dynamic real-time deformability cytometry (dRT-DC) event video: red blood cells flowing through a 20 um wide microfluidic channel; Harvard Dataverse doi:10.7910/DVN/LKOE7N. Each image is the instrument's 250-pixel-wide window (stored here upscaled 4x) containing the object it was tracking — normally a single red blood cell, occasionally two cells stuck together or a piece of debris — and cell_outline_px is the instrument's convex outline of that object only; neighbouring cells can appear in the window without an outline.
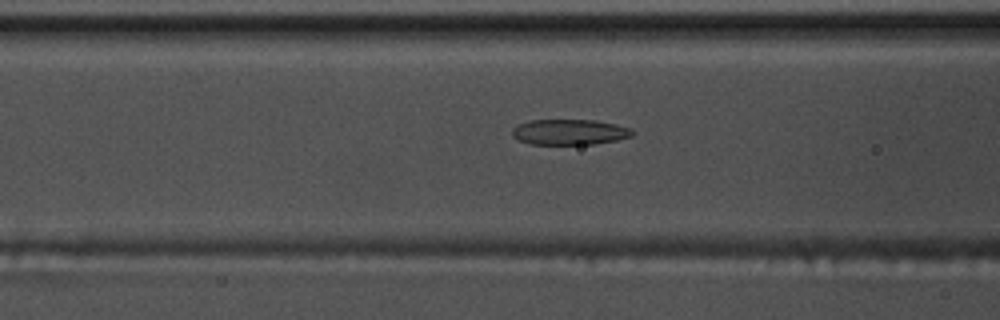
{"species": "common noctule bat (a hibernating species)", "species_latin": "Nyctalus noctula", "temperature_condition": "warm", "stored_images_in_passage": 54, "camera_frame_rate_fps": 3000, "um_per_image_px": 0.085, "animal": {"sex": "male", "body_mass_g": 17.5, "forearm_length_mm": 52.3}, "frame": {"image": 1, "passage_image": 22, "time_ms": 7.0, "image_size_px": [1000, 320], "cell_outline_px": [[632, 136], [616, 140], [592, 144], [528, 144], [512, 136], [512, 128], [528, 120], [596, 120], [616, 124], [632, 128]], "centroid_in_image_um": [48.4, 11.22], "position_along_channel_um": 118.2, "area_um2": 17.86}}
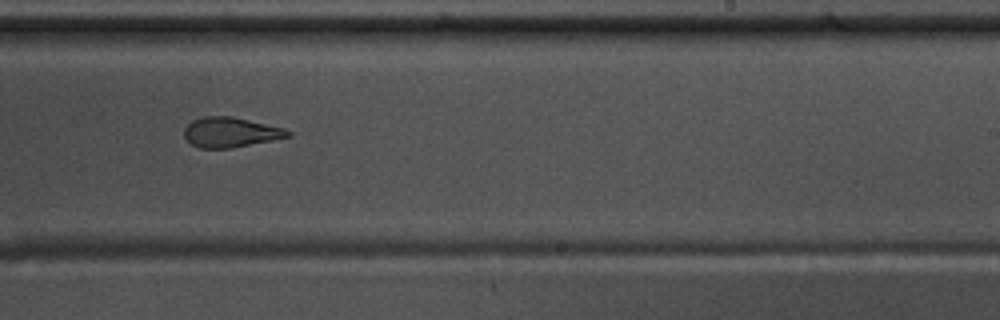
{"frame": {"image": 2, "passage_image": 34, "time_ms": 11.0, "image_size_px": [1000, 320], "cell_outline_px": [[292, 136], [232, 148], [200, 148], [192, 144], [184, 136], [184, 128], [192, 120], [204, 116], [232, 116], [284, 128], [292, 132]], "centroid_in_image_um": [19.6, 11.24], "position_along_channel_um": 269.4, "area_um2": 18.09}}
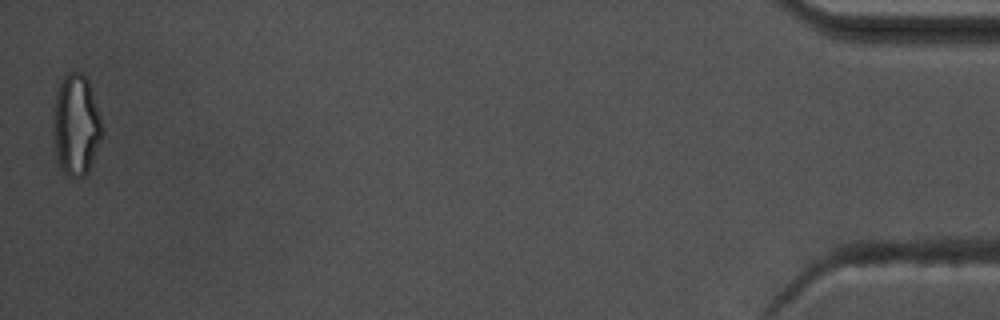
{"frame": {"image": 3, "passage_image": 54, "time_ms": 17.667, "image_size_px": [1000, 320], "cell_outline_px": [[104, 132], [88, 172], [84, 176], [76, 180], [68, 176], [60, 168], [56, 156], [52, 128], [52, 108], [56, 92], [64, 76], [68, 72], [80, 72], [88, 80], [100, 116]], "centroid_in_image_um": [6.44, 10.66], "position_along_channel_um": 428.8, "area_um2": 29.3}, "authors_computed_cell_mechanics": {"area_um2": 19.4208, "velocity_mm_per_s": 3.7821, "shape_relaxation_time_tau1_ms": 6.3998, "shape_relaxation_time_tau2_ms": 2.3614, "deformation_change_tau1": 0.1986, "deformation_change_tau2": 0.112}}